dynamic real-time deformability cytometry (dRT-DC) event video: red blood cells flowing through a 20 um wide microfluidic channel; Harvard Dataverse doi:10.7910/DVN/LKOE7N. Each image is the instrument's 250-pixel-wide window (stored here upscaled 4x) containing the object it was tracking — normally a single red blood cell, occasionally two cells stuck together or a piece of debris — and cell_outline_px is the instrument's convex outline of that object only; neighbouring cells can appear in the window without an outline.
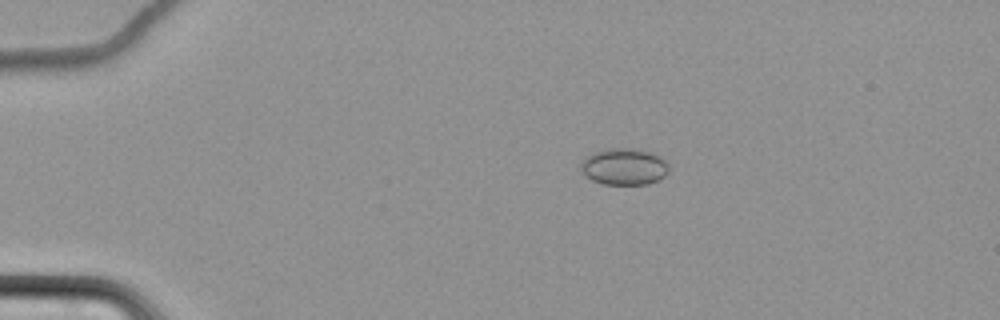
{"species": "common noctule bat (a hibernating species)", "species_latin": "Nyctalus noctula", "temperature_condition": "cold", "stored_images_in_passage": 6, "camera_frame_rate_fps": 3000, "um_per_image_px": 0.085, "animal": {"sex": "female", "body_mass_g": 22.7, "forearm_length_mm": 54.2}, "frame": {"image": 1, "passage_image": 4, "time_ms": 4.667, "image_size_px": [1000, 320], "cell_outline_px": [[668, 172], [664, 176], [648, 184], [604, 184], [592, 180], [580, 168], [580, 160], [584, 156], [592, 152], [608, 148], [632, 148], [648, 152], [660, 156], [668, 164]], "centroid_in_image_um": [53.01, 14.15], "position_along_channel_um": 32.0, "area_um2": 18.79}}